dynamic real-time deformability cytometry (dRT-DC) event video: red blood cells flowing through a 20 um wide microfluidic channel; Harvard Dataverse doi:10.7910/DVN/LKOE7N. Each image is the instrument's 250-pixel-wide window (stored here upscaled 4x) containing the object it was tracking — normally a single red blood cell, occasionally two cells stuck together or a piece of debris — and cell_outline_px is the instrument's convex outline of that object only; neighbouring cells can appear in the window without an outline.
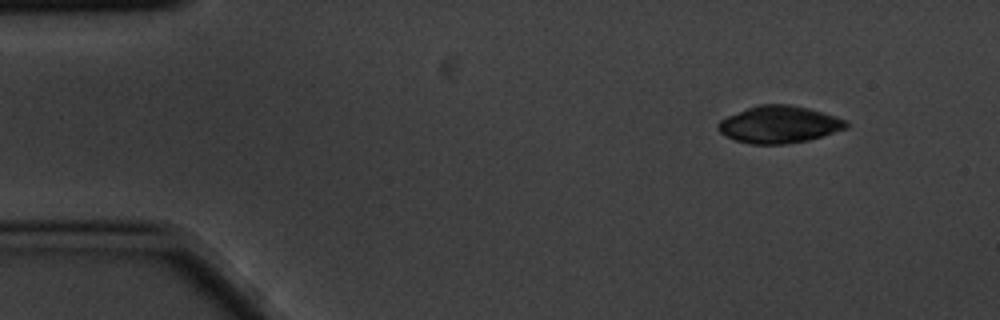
{"species": "common noctule bat (a hibernating species)", "species_latin": "Nyctalus noctula", "temperature_condition": "cold", "stored_images_in_passage": 4, "camera_frame_rate_fps": 3000, "um_per_image_px": 0.085, "animal": {"sex": "male", "body_mass_g": 20.1, "forearm_length_mm": 53.5}, "frame": {"image": 1, "passage_image": 1, "time_ms": 0.0, "image_size_px": [1000, 320], "cell_outline_px": [[848, 128], [808, 140], [784, 144], [752, 144], [736, 140], [720, 132], [716, 128], [716, 124], [720, 120], [728, 116], [748, 108], [760, 104], [788, 104], [808, 108], [844, 120], [848, 124]], "centroid_in_image_um": [66.19, 10.58], "position_along_channel_um": 18.8, "area_um2": 27.28}}
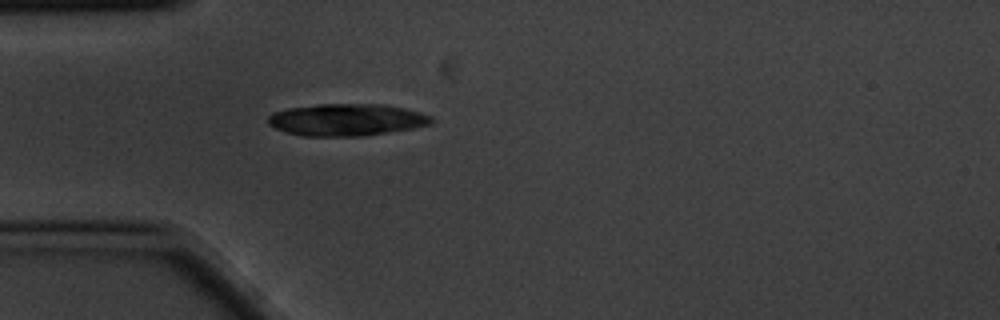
{"frame": {"image": 2, "passage_image": 4, "time_ms": 1.0, "image_size_px": [1000, 320], "cell_outline_px": [[432, 124], [412, 128], [360, 136], [304, 136], [288, 132], [276, 128], [268, 124], [268, 116], [272, 112], [288, 108], [320, 104], [384, 104], [404, 108], [420, 112], [432, 116]], "centroid_in_image_um": [29.45, 10.17], "position_along_channel_um": 55.5, "area_um2": 30.35}}